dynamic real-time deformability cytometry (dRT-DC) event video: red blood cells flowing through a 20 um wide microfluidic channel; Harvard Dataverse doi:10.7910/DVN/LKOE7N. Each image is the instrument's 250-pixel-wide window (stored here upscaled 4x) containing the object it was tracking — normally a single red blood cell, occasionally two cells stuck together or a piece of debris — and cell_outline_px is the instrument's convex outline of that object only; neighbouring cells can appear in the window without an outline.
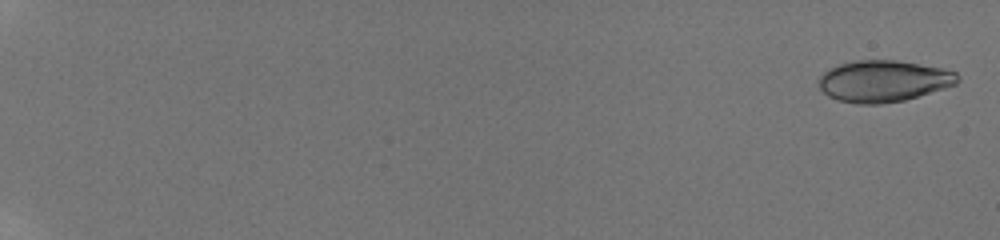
{"species": "human", "species_latin": "Homo sapiens", "temperature_condition": "room temperature", "stored_images_in_passage": 24, "camera_frame_rate_fps": 3000, "um_per_image_px": 0.085, "donor": {"sex": "male"}, "frame": {"image": 1, "passage_image": 1, "time_ms": 0.0, "image_size_px": [1000, 240], "cell_outline_px": [[960, 80], [956, 84], [944, 88], [904, 100], [880, 104], [856, 104], [840, 100], [828, 96], [820, 88], [820, 76], [828, 68], [840, 64], [856, 60], [896, 60], [940, 68], [956, 72], [960, 76]], "centroid_in_image_um": [75.1, 6.89], "position_along_channel_um": 9.9, "area_um2": 33.35}}
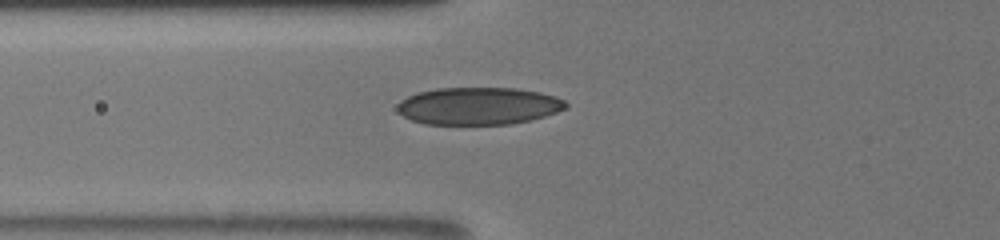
{"frame": {"image": 2, "passage_image": 20, "time_ms": 8.0, "image_size_px": [1000, 240], "cell_outline_px": [[568, 104], [564, 108], [556, 112], [532, 120], [512, 124], [424, 124], [412, 120], [404, 116], [396, 108], [396, 104], [400, 100], [416, 92], [436, 88], [516, 88], [540, 92], [556, 96], [564, 100]], "centroid_in_image_um": [40.66, 9.0], "position_along_channel_um": 85.1, "area_um2": 36.88}}
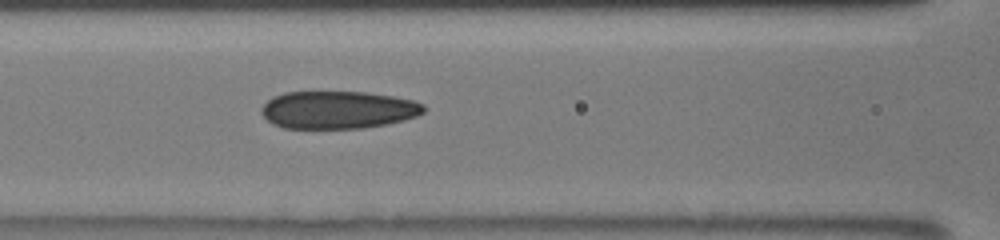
{"frame": {"image": 3, "passage_image": 24, "time_ms": 9.333, "image_size_px": [1000, 240], "cell_outline_px": [[428, 108], [424, 112], [416, 116], [404, 120], [388, 124], [364, 128], [284, 128], [272, 124], [260, 112], [260, 108], [272, 96], [284, 92], [364, 92], [392, 96], [412, 100], [424, 104]], "centroid_in_image_um": [28.73, 9.34], "position_along_channel_um": 137.9, "area_um2": 35.84}}